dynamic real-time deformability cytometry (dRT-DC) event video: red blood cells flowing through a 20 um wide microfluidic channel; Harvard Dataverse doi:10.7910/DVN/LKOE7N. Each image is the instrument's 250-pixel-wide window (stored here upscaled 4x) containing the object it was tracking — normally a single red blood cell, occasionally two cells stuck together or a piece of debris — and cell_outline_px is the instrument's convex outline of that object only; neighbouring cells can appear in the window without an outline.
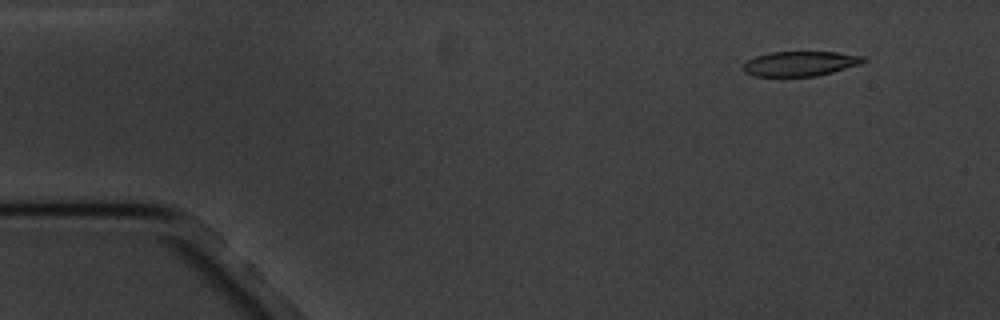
{"species": "common noctule bat (a hibernating species)", "species_latin": "Nyctalus noctula", "temperature_condition": "cold", "stored_images_in_passage": 4, "camera_frame_rate_fps": 3000, "um_per_image_px": 0.085, "animal": {"sex": "male", "body_mass_g": 20.1, "forearm_length_mm": 53.5}, "frame": {"image": 1, "passage_image": 2, "time_ms": 1.333, "image_size_px": [1000, 320], "cell_outline_px": [[868, 60], [860, 64], [832, 72], [816, 76], [752, 76], [744, 72], [744, 64], [748, 60], [756, 56], [768, 52], [836, 52], [864, 56]], "centroid_in_image_um": [68.02, 5.4], "position_along_channel_um": 17.0, "area_um2": 17.34}}